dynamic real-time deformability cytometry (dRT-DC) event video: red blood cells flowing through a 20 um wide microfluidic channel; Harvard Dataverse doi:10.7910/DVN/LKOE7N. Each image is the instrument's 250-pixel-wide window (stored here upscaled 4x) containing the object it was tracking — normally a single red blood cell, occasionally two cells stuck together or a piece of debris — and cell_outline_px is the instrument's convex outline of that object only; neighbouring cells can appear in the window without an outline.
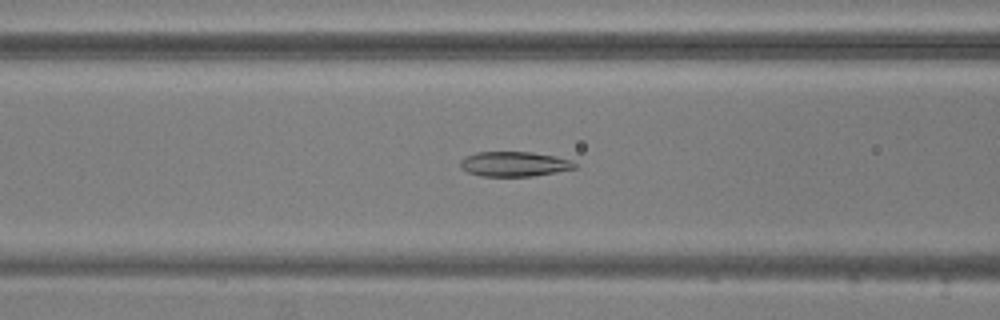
{"species": "common noctule bat (a hibernating species)", "species_latin": "Nyctalus noctula", "temperature_condition": "warm", "stored_images_in_passage": 53, "camera_frame_rate_fps": 3000, "um_per_image_px": 0.085, "animal": {"sex": "male", "body_mass_g": 20.5, "forearm_length_mm": 52.5}, "frame": {"image": 1, "passage_image": 20, "time_ms": 6.333, "image_size_px": [1000, 320], "cell_outline_px": [[576, 168], [556, 172], [532, 176], [480, 176], [468, 172], [460, 168], [460, 160], [464, 156], [476, 152], [532, 152], [556, 156], [572, 160], [576, 164]], "centroid_in_image_um": [43.69, 13.93], "position_along_channel_um": 122.9, "area_um2": 16.7}}
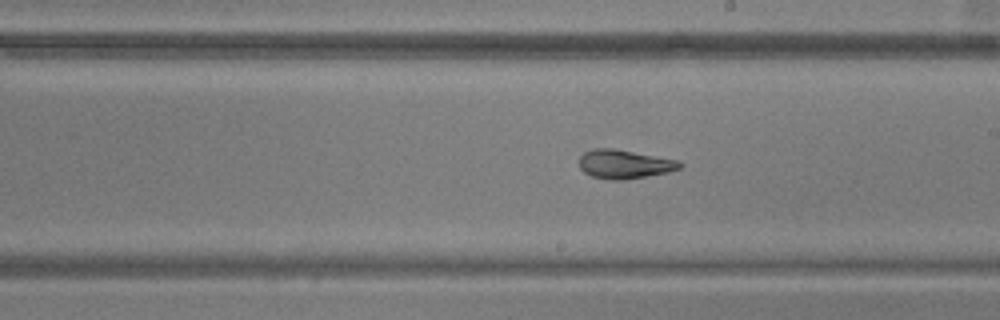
{"frame": {"image": 2, "passage_image": 29, "time_ms": 9.333, "image_size_px": [1000, 320], "cell_outline_px": [[684, 164], [680, 168], [668, 172], [648, 176], [624, 180], [612, 180], [592, 176], [584, 172], [580, 168], [580, 156], [584, 152], [596, 148], [612, 148], [676, 160]], "centroid_in_image_um": [53.06, 13.96], "position_along_channel_um": 235.9, "area_um2": 16.7}}
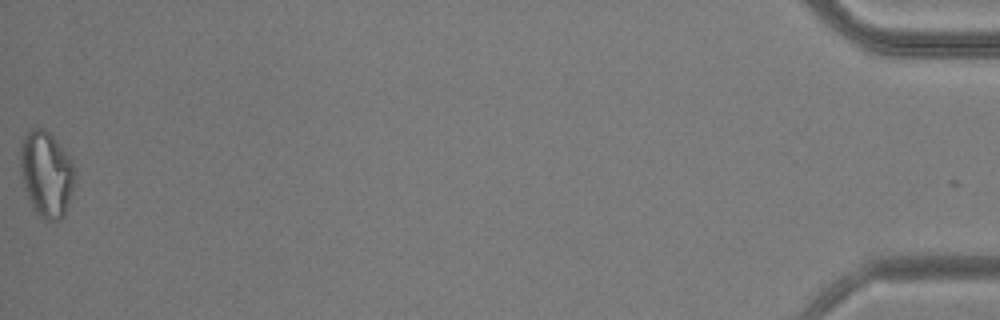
{"frame": {"image": 3, "passage_image": 53, "time_ms": 17.333, "image_size_px": [1000, 320], "cell_outline_px": [[76, 172], [72, 192], [64, 216], [60, 220], [44, 220], [32, 208], [20, 172], [20, 144], [24, 136], [32, 128], [44, 128], [56, 140], [68, 156], [76, 168]], "centroid_in_image_um": [3.94, 14.79], "position_along_channel_um": 431.3, "area_um2": 27.22}, "authors_computed_cell_mechanics": {"area_um2": 18.9584, "velocity_mm_per_s": 3.7667, "shape_relaxation_time_tau1_ms": null, "shape_relaxation_time_tau2_ms": 2.7097, "deformation_change_tau1": null, "deformation_change_tau2": 0.091}}